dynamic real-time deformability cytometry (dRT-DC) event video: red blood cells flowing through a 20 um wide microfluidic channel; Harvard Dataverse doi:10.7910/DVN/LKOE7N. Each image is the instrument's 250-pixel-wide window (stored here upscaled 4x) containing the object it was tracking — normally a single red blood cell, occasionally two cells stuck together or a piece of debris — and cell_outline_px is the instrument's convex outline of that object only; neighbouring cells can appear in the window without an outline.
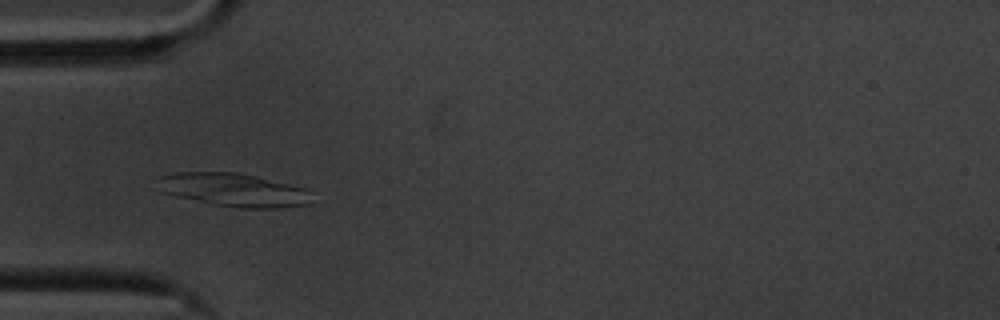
{"species": "common noctule bat (a hibernating species)", "species_latin": "Nyctalus noctula", "temperature_condition": "cold", "stored_images_in_passage": 42, "camera_frame_rate_fps": 3000, "um_per_image_px": 0.085, "animal": {"sex": "male", "body_mass_g": 20.1, "forearm_length_mm": 53.5}, "frame": {"image": 1, "passage_image": 1, "time_ms": 0.0, "image_size_px": [1000, 320], "cell_outline_px": [[312, 204], [280, 208], [240, 208], [212, 204], [176, 196], [160, 192], [160, 176], [176, 172], [236, 172], [256, 176], [308, 188]], "centroid_in_image_um": [19.91, 16.15], "position_along_channel_um": 65.1, "area_um2": 30.0}}
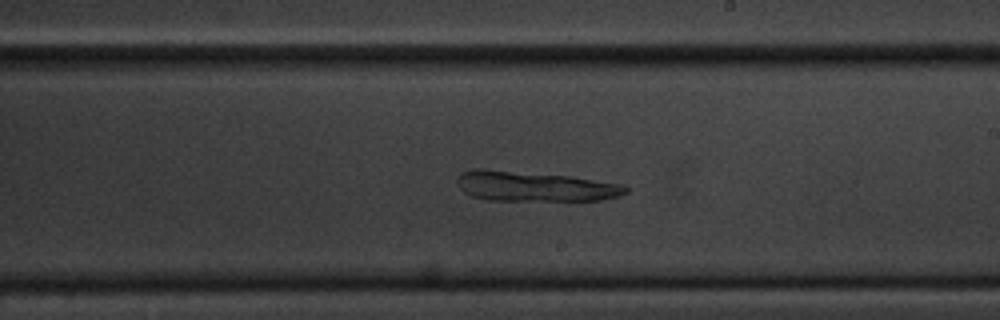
{"frame": {"image": 2, "passage_image": 17, "time_ms": 5.333, "image_size_px": [1000, 320], "cell_outline_px": [[628, 192], [616, 196], [600, 200], [488, 200], [472, 196], [464, 192], [460, 188], [460, 176], [464, 172], [476, 168], [480, 168], [568, 176], [624, 184], [628, 188]], "centroid_in_image_um": [45.48, 15.84], "position_along_channel_um": 243.5, "area_um2": 28.96}}
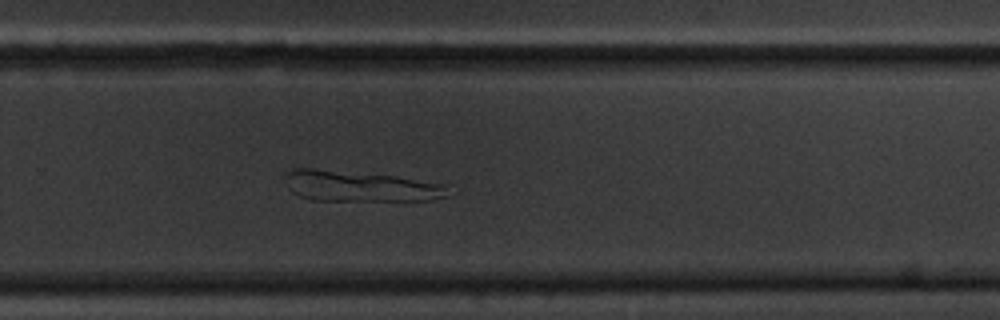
{"frame": {"image": 3, "passage_image": 22, "time_ms": 7.0, "image_size_px": [1000, 320], "cell_outline_px": [[456, 192], [448, 196], [432, 200], [312, 200], [300, 196], [292, 192], [288, 188], [288, 172], [292, 168], [312, 168], [396, 176], [448, 184]], "centroid_in_image_um": [30.75, 15.83], "position_along_channel_um": 299.0, "area_um2": 29.3}}